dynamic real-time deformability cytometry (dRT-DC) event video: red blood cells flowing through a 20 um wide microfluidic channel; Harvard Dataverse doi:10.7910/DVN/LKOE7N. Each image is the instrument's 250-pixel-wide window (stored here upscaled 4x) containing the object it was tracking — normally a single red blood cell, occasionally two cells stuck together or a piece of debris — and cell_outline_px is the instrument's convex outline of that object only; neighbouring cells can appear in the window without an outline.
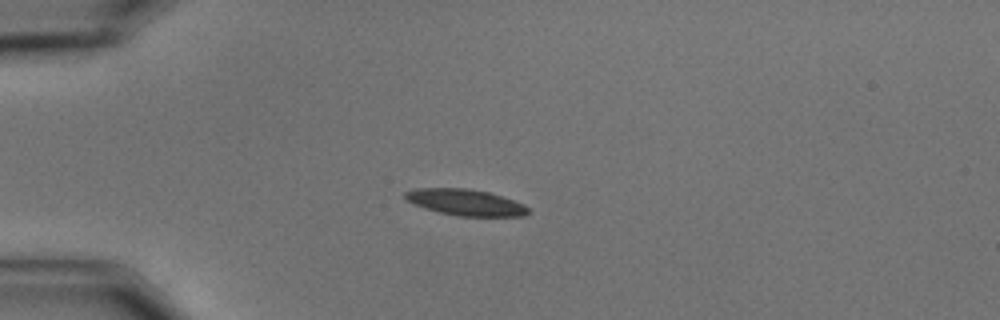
{"species": "common noctule bat (a hibernating species)", "species_latin": "Nyctalus noctula", "temperature_condition": "cold", "stored_images_in_passage": 43, "camera_frame_rate_fps": 3000, "um_per_image_px": 0.085, "animal": {"sex": "male", "body_mass_g": 15.6}, "frame": {"image": 1, "passage_image": 1, "time_ms": 0.0, "image_size_px": [1000, 320], "cell_outline_px": [[528, 212], [524, 216], [460, 216], [440, 212], [424, 208], [404, 200], [404, 192], [416, 188], [464, 188], [488, 192], [524, 204], [528, 208]], "centroid_in_image_um": [39.51, 17.2], "position_along_channel_um": 45.5, "area_um2": 18.67}}
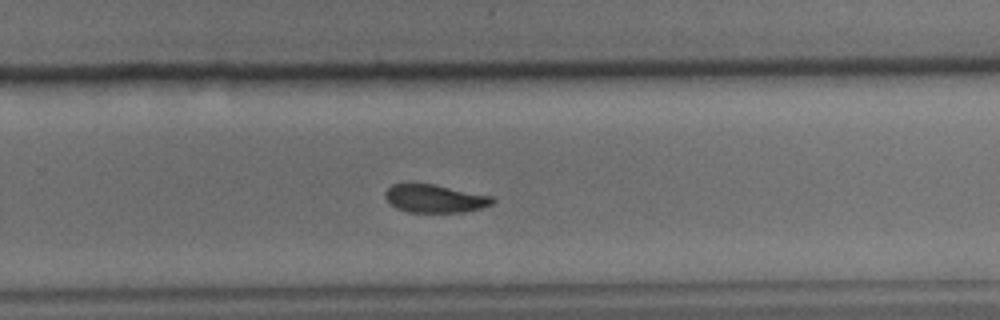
{"frame": {"image": 2, "passage_image": 24, "time_ms": 7.667, "image_size_px": [1000, 320], "cell_outline_px": [[496, 200], [492, 204], [480, 208], [464, 212], [408, 212], [396, 208], [384, 196], [384, 192], [392, 184], [408, 180], [436, 184], [492, 196]], "centroid_in_image_um": [36.91, 16.83], "position_along_channel_um": 292.9, "area_um2": 18.15}}
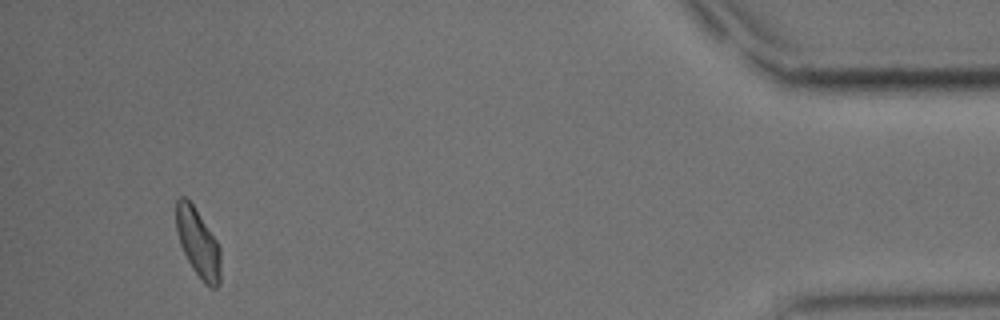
{"frame": {"image": 3, "passage_image": 40, "time_ms": 13.0, "image_size_px": [1000, 320], "cell_outline_px": [[220, 284], [216, 288], [208, 288], [204, 284], [192, 268], [180, 244], [176, 232], [176, 200], [180, 196], [184, 196], [192, 204], [216, 240], [220, 248]], "centroid_in_image_um": [16.83, 20.69], "position_along_channel_um": 418.4, "area_um2": 17.69}, "authors_computed_cell_mechanics": {"area_um2": 18.4382, "velocity_mm_per_s": 3.5441, "shape_relaxation_time_tau1_ms": 5.9493, "shape_relaxation_time_tau2_ms": 5.4108, "deformation_change_tau1": 0.1551, "deformation_change_tau2": 0.1174}}